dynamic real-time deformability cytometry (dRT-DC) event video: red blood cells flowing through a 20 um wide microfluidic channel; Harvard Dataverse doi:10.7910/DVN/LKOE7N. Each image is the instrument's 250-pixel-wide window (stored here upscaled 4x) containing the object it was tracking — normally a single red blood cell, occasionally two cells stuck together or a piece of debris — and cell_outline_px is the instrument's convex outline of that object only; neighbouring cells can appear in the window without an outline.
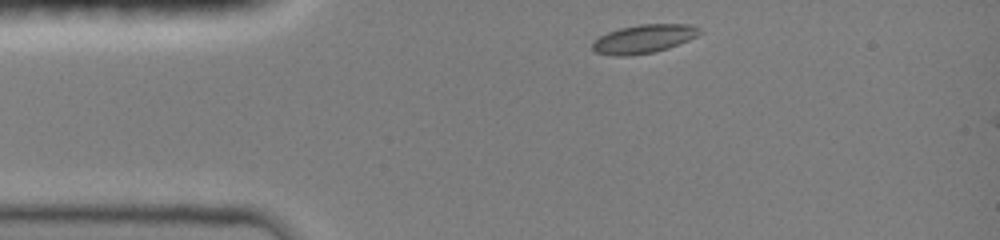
{"species": "common noctule bat (a hibernating species)", "species_latin": "Nyctalus noctula", "temperature_condition": "room temperature", "stored_images_in_passage": 9, "camera_frame_rate_fps": 3000, "um_per_image_px": 0.085, "animal": {"sex": "female", "body_mass_g": 19.0, "forearm_length_mm": 51.5}, "frame": {"image": 1, "passage_image": 1, "time_ms": 0.0, "image_size_px": [1000, 240], "cell_outline_px": [[704, 32], [688, 40], [668, 48], [652, 52], [628, 56], [612, 56], [596, 52], [592, 48], [592, 44], [600, 36], [608, 32], [620, 28], [640, 24], [688, 24], [700, 28]], "centroid_in_image_um": [54.73, 3.3], "position_along_channel_um": 30.3, "area_um2": 17.74}}
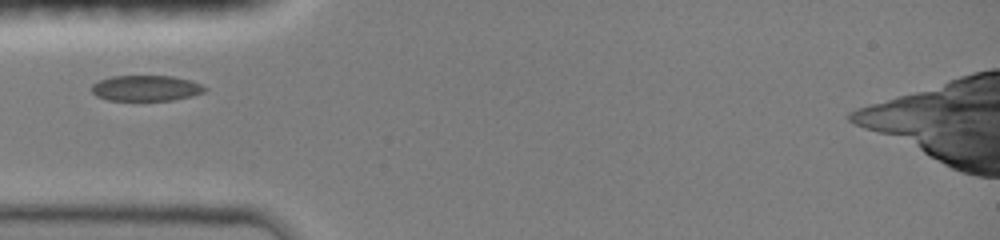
{"frame": {"image": 2, "passage_image": 4, "time_ms": 2.0, "image_size_px": [1000, 240], "cell_outline_px": [[208, 88], [204, 92], [192, 96], [172, 100], [108, 100], [96, 96], [92, 92], [92, 84], [100, 80], [112, 76], [172, 76], [188, 80], [200, 84]], "centroid_in_image_um": [12.4, 7.49], "position_along_channel_um": 72.6, "area_um2": 16.82}}
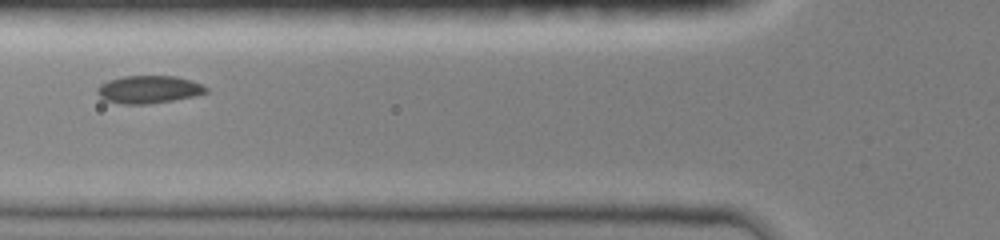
{"frame": {"image": 3, "passage_image": 6, "time_ms": 3.0, "image_size_px": [1000, 240], "cell_outline_px": [[208, 92], [192, 96], [172, 100], [148, 104], [120, 104], [104, 100], [96, 92], [96, 88], [100, 84], [108, 80], [120, 76], [176, 76], [192, 80], [208, 88]], "centroid_in_image_um": [12.6, 7.6], "position_along_channel_um": 113.2, "area_um2": 17.63}}